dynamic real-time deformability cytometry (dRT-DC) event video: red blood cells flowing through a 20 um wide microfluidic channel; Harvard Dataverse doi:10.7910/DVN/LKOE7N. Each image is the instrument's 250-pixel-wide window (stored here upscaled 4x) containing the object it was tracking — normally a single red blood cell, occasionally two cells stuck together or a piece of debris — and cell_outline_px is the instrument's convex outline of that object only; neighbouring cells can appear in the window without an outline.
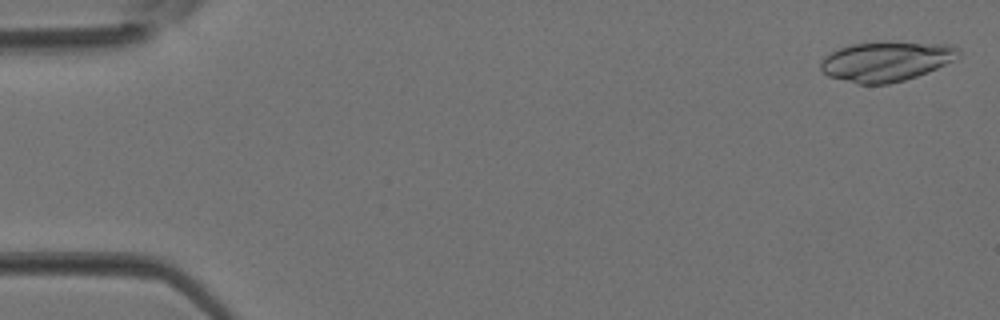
{"species": "Egyptian fruit bat (a non-hibernating species)", "species_latin": "Rousettus aegyptiacus", "temperature_condition": "room temperature", "stored_images_in_passage": 3, "camera_frame_rate_fps": 3000, "um_per_image_px": 0.085, "animal": {"sex": "female"}, "frame": {"image": 1, "passage_image": 1, "time_ms": 0.0, "image_size_px": [1000, 320], "cell_outline_px": [[960, 56], [936, 68], [916, 76], [904, 80], [888, 84], [856, 84], [828, 76], [820, 68], [820, 60], [824, 56], [840, 48], [852, 44], [884, 40], [888, 40], [948, 44], [956, 48], [960, 52]], "centroid_in_image_um": [75.29, 5.19], "position_along_channel_um": 9.7, "area_um2": 32.31}}